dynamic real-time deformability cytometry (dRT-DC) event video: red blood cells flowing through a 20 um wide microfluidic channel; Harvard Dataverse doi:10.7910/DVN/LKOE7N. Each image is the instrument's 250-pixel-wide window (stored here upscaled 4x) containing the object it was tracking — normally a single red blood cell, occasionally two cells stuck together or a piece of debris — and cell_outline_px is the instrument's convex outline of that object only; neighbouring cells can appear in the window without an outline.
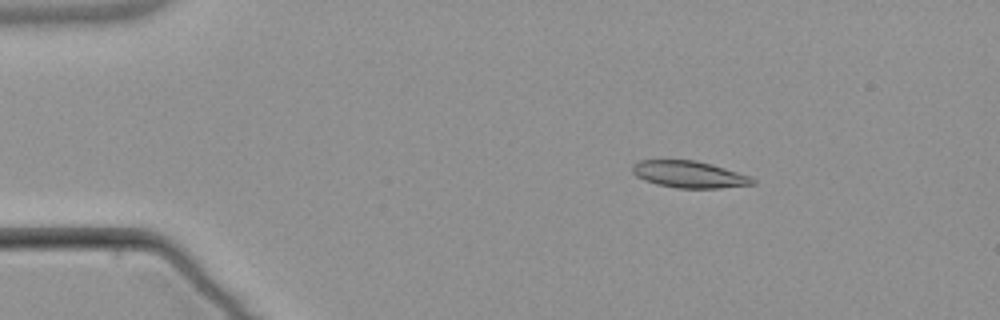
{"species": "common noctule bat (a hibernating species)", "species_latin": "Nyctalus noctula", "temperature_condition": "warm", "stored_images_in_passage": 4, "camera_frame_rate_fps": 3000, "um_per_image_px": 0.085, "animal": {"sex": "male", "body_mass_g": 21.5, "forearm_length_mm": 52.0}, "frame": {"image": 1, "passage_image": 3, "time_ms": 2.333, "image_size_px": [1000, 320], "cell_outline_px": [[756, 184], [720, 188], [676, 188], [656, 184], [644, 180], [636, 176], [632, 172], [632, 164], [640, 160], [696, 160], [724, 168], [748, 176], [756, 180]], "centroid_in_image_um": [58.54, 14.83], "position_along_channel_um": 26.5, "area_um2": 18.73}}